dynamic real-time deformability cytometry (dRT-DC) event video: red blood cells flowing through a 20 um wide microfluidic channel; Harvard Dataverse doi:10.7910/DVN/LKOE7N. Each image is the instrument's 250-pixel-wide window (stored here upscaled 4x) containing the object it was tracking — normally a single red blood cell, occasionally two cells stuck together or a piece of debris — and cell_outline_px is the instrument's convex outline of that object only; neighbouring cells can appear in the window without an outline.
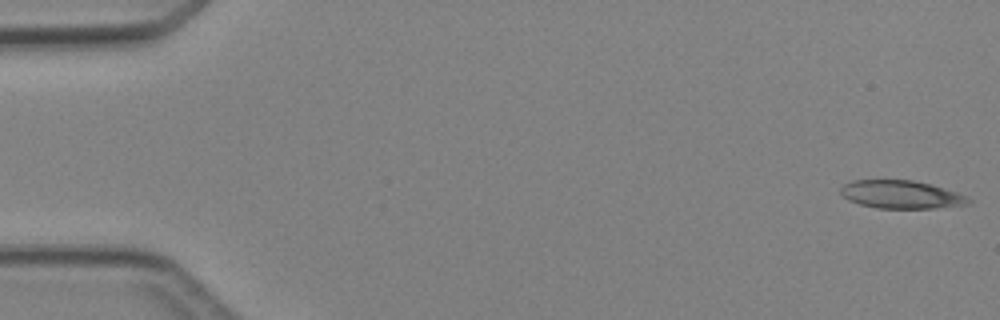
{"species": "Egyptian fruit bat (a non-hibernating species)", "species_latin": "Rousettus aegyptiacus", "temperature_condition": "cold", "stored_images_in_passage": 4, "camera_frame_rate_fps": 3000, "um_per_image_px": 0.085, "animal": {"sex": "female"}, "frame": {"image": 1, "passage_image": 1, "time_ms": 0.0, "image_size_px": [1000, 320], "cell_outline_px": [[972, 200], [968, 204], [932, 208], [876, 208], [860, 204], [848, 200], [840, 192], [840, 188], [844, 184], [852, 180], [912, 180], [932, 184], [956, 192]], "centroid_in_image_um": [76.57, 16.53], "position_along_channel_um": 8.4, "area_um2": 20.75}}
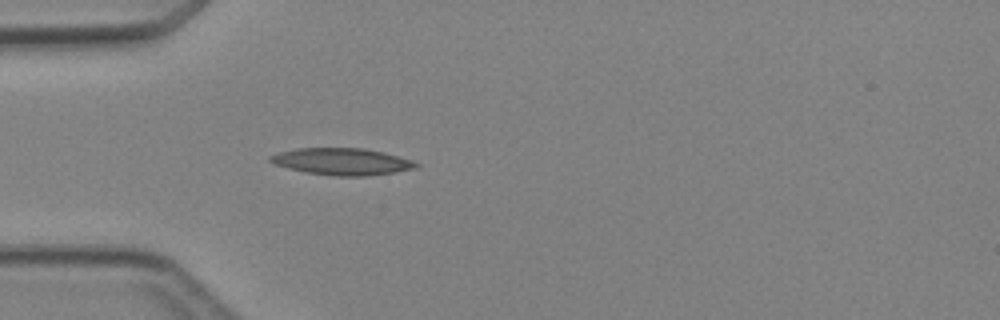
{"frame": {"image": 2, "passage_image": 4, "time_ms": 4.333, "image_size_px": [1000, 320], "cell_outline_px": [[420, 164], [416, 168], [396, 172], [368, 176], [336, 176], [304, 172], [272, 164], [268, 160], [268, 156], [280, 152], [300, 148], [364, 148], [384, 152], [412, 160]], "centroid_in_image_um": [29.07, 13.74], "position_along_channel_um": 55.9, "area_um2": 22.95}}